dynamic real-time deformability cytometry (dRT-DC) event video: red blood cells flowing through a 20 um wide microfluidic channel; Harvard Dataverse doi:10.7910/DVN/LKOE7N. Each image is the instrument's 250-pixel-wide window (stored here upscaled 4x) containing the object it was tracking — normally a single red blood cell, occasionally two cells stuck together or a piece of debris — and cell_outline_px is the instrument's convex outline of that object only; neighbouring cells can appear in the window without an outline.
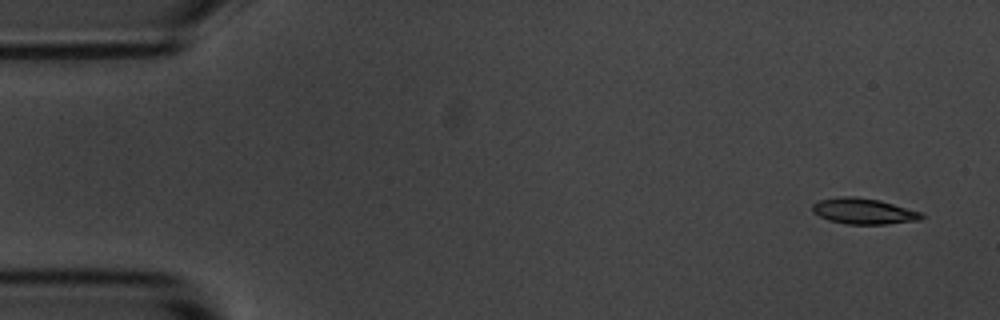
{"species": "common noctule bat (a hibernating species)", "species_latin": "Nyctalus noctula", "temperature_condition": "room temperature", "stored_images_in_passage": 5, "camera_frame_rate_fps": 3000, "um_per_image_px": 0.085, "animal": {"sex": "male", "body_mass_g": 20.1, "forearm_length_mm": 53.5}, "frame": {"image": 1, "passage_image": 1, "time_ms": 0.0, "image_size_px": [1000, 320], "cell_outline_px": [[924, 216], [920, 220], [884, 224], [848, 224], [828, 220], [812, 212], [812, 204], [820, 200], [840, 196], [856, 196], [880, 200], [920, 212]], "centroid_in_image_um": [73.37, 17.94], "position_along_channel_um": 11.6, "area_um2": 16.36}}